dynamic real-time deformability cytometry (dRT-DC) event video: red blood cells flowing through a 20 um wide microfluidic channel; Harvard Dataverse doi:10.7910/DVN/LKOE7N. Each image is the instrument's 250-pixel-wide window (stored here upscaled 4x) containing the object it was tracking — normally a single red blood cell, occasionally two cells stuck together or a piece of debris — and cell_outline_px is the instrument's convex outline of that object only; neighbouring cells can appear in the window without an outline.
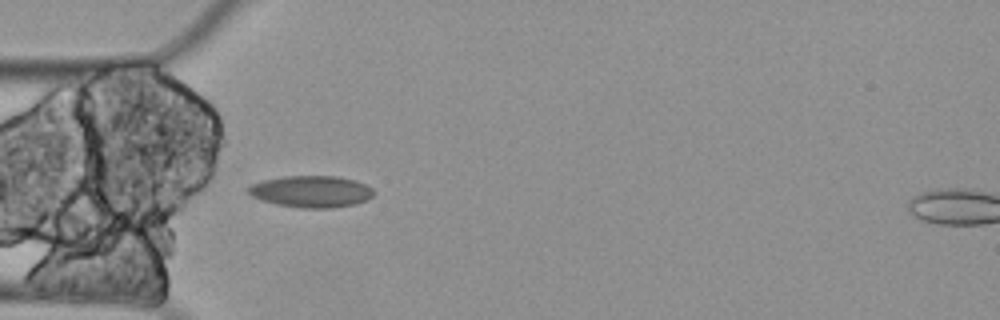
{"species": "Egyptian fruit bat (a non-hibernating species)", "species_latin": "Rousettus aegyptiacus", "temperature_condition": "cold", "stored_images_in_passage": 3, "camera_frame_rate_fps": 3000, "um_per_image_px": 0.085, "animal": {"sex": "female"}, "frame": {"image": 1, "passage_image": 2, "time_ms": 0.333, "image_size_px": [1000, 320], "cell_outline_px": [[376, 192], [368, 200], [356, 204], [332, 208], [304, 208], [276, 204], [260, 200], [252, 196], [248, 192], [248, 188], [252, 184], [264, 180], [284, 176], [336, 176], [356, 180], [372, 188]], "centroid_in_image_um": [26.49, 16.28], "position_along_channel_um": 58.5, "area_um2": 23.24}}